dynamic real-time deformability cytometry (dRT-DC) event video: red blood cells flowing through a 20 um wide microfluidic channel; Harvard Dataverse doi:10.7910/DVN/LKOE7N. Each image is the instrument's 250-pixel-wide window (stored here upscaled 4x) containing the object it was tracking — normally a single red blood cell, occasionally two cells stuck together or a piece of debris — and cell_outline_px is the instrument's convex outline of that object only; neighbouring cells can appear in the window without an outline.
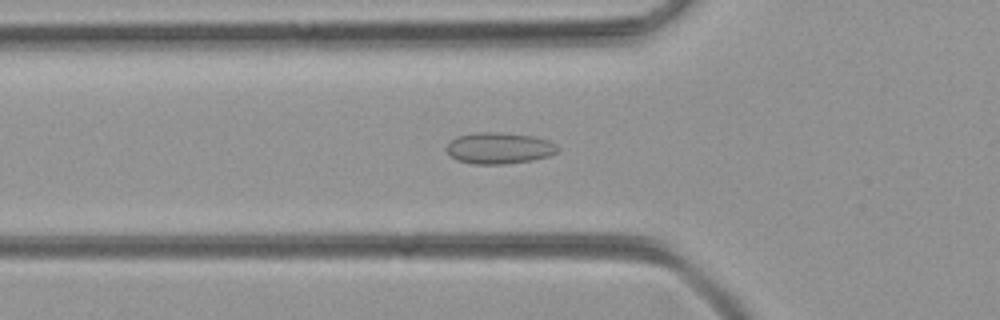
{"species": "common noctule bat (a hibernating species)", "species_latin": "Nyctalus noctula", "temperature_condition": "room temperature", "stored_images_in_passage": 50, "camera_frame_rate_fps": 3000, "um_per_image_px": 0.085, "animal": {"sex": "female", "body_mass_g": 21.9}, "frame": {"image": 1, "passage_image": 17, "time_ms": 5.333, "image_size_px": [1000, 320], "cell_outline_px": [[560, 148], [556, 152], [548, 156], [532, 160], [504, 164], [472, 164], [456, 160], [448, 152], [448, 144], [456, 136], [476, 132], [496, 132], [532, 136], [548, 140], [556, 144]], "centroid_in_image_um": [42.44, 12.59], "position_along_channel_um": 83.4, "area_um2": 20.17}}
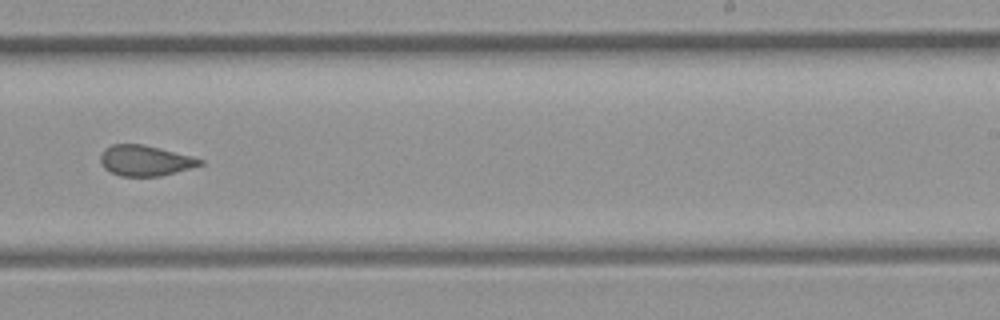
{"frame": {"image": 2, "passage_image": 31, "time_ms": 10.0, "image_size_px": [1000, 320], "cell_outline_px": [[204, 164], [160, 176], [120, 176], [104, 168], [100, 160], [100, 156], [104, 148], [112, 144], [144, 144], [192, 156], [204, 160]], "centroid_in_image_um": [12.33, 13.64], "position_along_channel_um": 276.7, "area_um2": 17.69}}
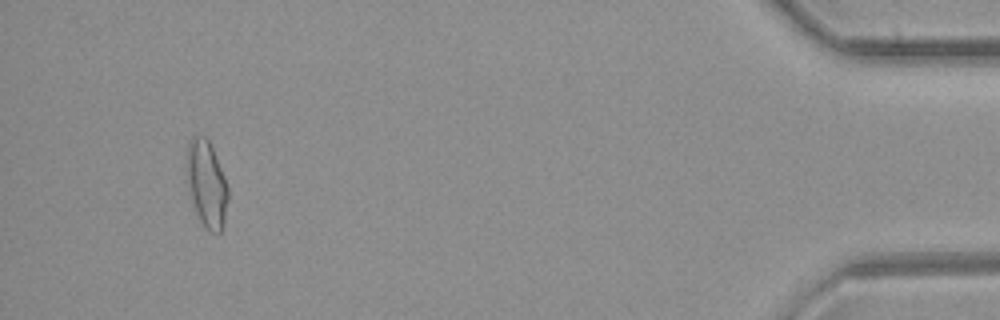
{"frame": {"image": 3, "passage_image": 47, "time_ms": 15.333, "image_size_px": [1000, 320], "cell_outline_px": [[228, 200], [224, 224], [220, 232], [212, 232], [204, 228], [196, 212], [188, 188], [184, 164], [188, 144], [192, 136], [204, 136], [208, 140], [212, 148], [224, 176], [228, 188]], "centroid_in_image_um": [17.53, 15.63], "position_along_channel_um": 417.7, "area_um2": 21.04}}